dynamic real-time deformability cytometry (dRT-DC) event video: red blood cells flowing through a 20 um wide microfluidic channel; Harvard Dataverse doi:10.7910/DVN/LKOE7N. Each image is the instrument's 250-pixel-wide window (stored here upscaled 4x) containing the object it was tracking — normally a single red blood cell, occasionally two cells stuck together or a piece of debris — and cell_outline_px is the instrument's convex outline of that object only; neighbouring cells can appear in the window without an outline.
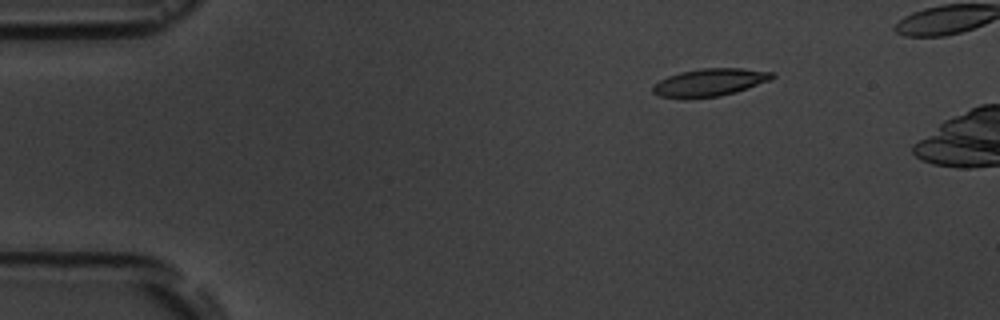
{"species": "common noctule bat (a hibernating species)", "species_latin": "Nyctalus noctula", "temperature_condition": "room temperature", "stored_images_in_passage": 4, "camera_frame_rate_fps": 3000, "um_per_image_px": 0.085, "animal": {"sex": "male", "body_mass_g": 19.5, "forearm_length_mm": 54.6}, "frame": {"image": 1, "passage_image": 3, "time_ms": 2.333, "image_size_px": [1000, 320], "cell_outline_px": [[776, 76], [772, 80], [736, 92], [720, 96], [660, 96], [652, 92], [652, 88], [660, 80], [668, 76], [680, 72], [700, 68], [740, 68], [772, 72]], "centroid_in_image_um": [60.41, 6.96], "position_along_channel_um": 24.6, "area_um2": 18.67}}